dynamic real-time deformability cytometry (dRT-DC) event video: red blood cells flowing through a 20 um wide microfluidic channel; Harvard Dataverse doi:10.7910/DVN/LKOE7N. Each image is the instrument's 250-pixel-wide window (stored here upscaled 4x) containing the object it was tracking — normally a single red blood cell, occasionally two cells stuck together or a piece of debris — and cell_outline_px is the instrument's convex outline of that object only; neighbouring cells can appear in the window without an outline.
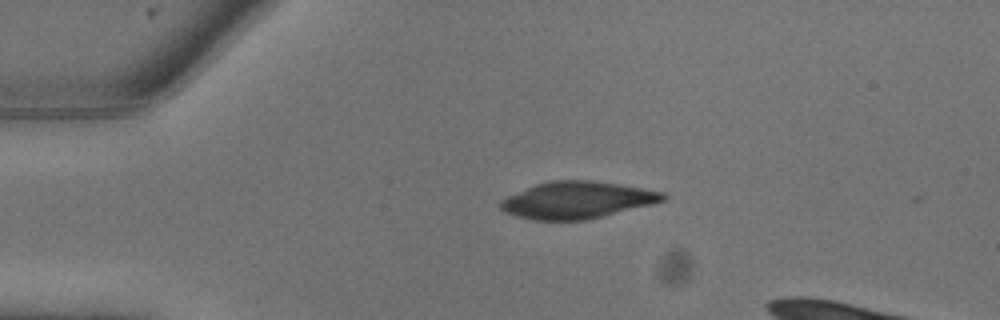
{"species": "common noctule bat (a hibernating species)", "species_latin": "Nyctalus noctula", "temperature_condition": "warm", "stored_images_in_passage": 2, "camera_frame_rate_fps": 3000, "um_per_image_px": 0.085, "animal": {"sex": "male", "body_mass_g": 13.3}, "frame": {"image": 1, "passage_image": 1, "time_ms": 0.0, "image_size_px": [1000, 320], "cell_outline_px": [[668, 196], [664, 200], [604, 216], [588, 220], [532, 220], [516, 216], [504, 212], [496, 204], [500, 200], [508, 196], [536, 184], [552, 180], [588, 180], [616, 184], [664, 192]], "centroid_in_image_um": [48.98, 17.01], "position_along_channel_um": 36.0, "area_um2": 34.68}}